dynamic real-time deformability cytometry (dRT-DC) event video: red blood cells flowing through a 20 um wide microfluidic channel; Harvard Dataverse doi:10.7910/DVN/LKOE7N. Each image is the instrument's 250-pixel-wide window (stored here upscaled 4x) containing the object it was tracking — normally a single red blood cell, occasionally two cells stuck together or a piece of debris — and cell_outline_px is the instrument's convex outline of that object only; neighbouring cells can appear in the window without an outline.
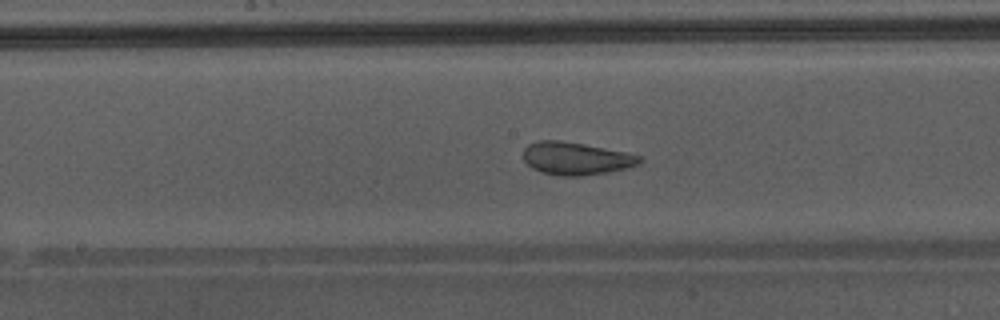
{"species": "Egyptian fruit bat (a non-hibernating species)", "species_latin": "Rousettus aegyptiacus", "temperature_condition": "warm", "stored_images_in_passage": 41, "camera_frame_rate_fps": 3000, "um_per_image_px": 0.085, "animal": {"sex": "male"}, "frame": {"image": 1, "passage_image": 18, "time_ms": 5.667, "image_size_px": [1000, 320], "cell_outline_px": [[644, 160], [640, 164], [608, 172], [584, 176], [560, 176], [540, 172], [532, 168], [524, 160], [524, 148], [528, 144], [540, 140], [560, 140], [584, 144], [624, 152], [640, 156]], "centroid_in_image_um": [48.94, 13.47], "position_along_channel_um": 199.3, "area_um2": 22.14}, "authors_computed_cell_mechanics": {"area_um2": 23.8714, "velocity_mm_per_s": 4.3118, "shape_relaxation_time_tau1_ms": 5.543, "shape_relaxation_time_tau2_ms": 1.2091, "deformation_change_tau1": 0.1271, "deformation_change_tau2": 0.0758}}